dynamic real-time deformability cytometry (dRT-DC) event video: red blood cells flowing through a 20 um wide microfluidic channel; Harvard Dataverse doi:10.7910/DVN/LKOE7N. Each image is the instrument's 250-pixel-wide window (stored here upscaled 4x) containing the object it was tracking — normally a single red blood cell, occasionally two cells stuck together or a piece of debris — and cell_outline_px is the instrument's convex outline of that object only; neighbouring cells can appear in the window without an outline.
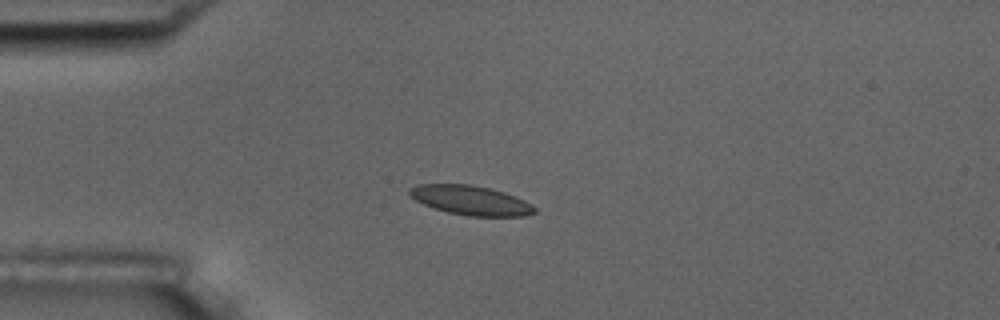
{"species": "common noctule bat (a hibernating species)", "species_latin": "Nyctalus noctula", "temperature_condition": "room temperature", "stored_images_in_passage": 7, "camera_frame_rate_fps": 3000, "um_per_image_px": 0.085, "animal": {"sex": "male", "body_mass_g": 17.5, "forearm_length_mm": 52.3}, "frame": {"image": 1, "passage_image": 5, "time_ms": 4.667, "image_size_px": [1000, 320], "cell_outline_px": [[536, 212], [524, 216], [468, 216], [448, 212], [424, 204], [416, 200], [408, 192], [408, 188], [416, 184], [472, 184], [504, 192], [524, 200], [532, 204], [536, 208]], "centroid_in_image_um": [40.02, 17.02], "position_along_channel_um": 45.0, "area_um2": 21.33}}